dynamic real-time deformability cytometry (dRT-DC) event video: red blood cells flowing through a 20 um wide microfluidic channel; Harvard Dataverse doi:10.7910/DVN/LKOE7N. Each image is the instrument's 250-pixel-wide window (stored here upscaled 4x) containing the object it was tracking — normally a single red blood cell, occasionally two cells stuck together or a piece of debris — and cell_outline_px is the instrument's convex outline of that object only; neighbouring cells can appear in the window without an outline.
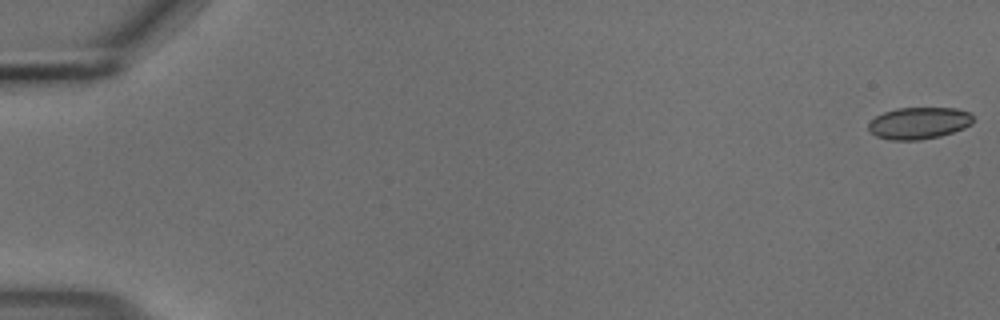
{"species": "common noctule bat (a hibernating species)", "species_latin": "Nyctalus noctula", "temperature_condition": "cold", "stored_images_in_passage": 15, "camera_frame_rate_fps": 3000, "um_per_image_px": 0.085, "animal": {"sex": "male", "body_mass_g": 18.8}, "frame": {"image": 1, "passage_image": 1, "time_ms": 0.0, "image_size_px": [1000, 320], "cell_outline_px": [[972, 124], [964, 128], [940, 136], [920, 140], [892, 140], [876, 136], [868, 128], [868, 124], [876, 116], [884, 112], [896, 108], [956, 108], [972, 112]], "centroid_in_image_um": [78.13, 10.46], "position_along_channel_um": 6.9, "area_um2": 19.42}}
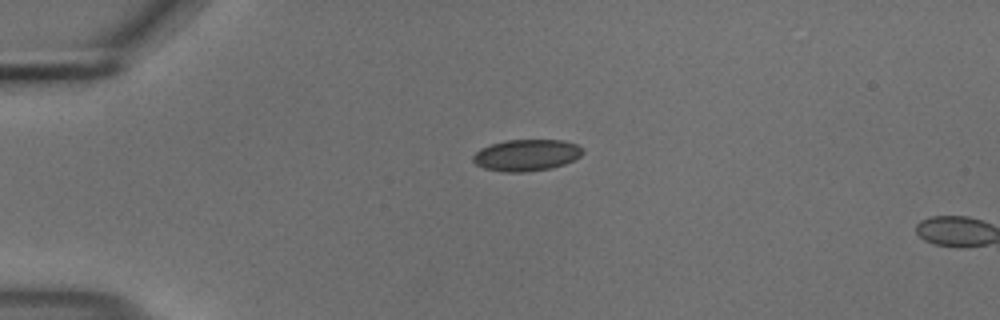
{"frame": {"image": 2, "passage_image": 14, "time_ms": 4.333, "image_size_px": [1000, 320], "cell_outline_px": [[584, 152], [580, 156], [564, 164], [552, 168], [524, 172], [504, 172], [484, 168], [476, 164], [472, 160], [472, 156], [480, 148], [504, 140], [564, 140], [576, 144]], "centroid_in_image_um": [44.72, 13.19], "position_along_channel_um": 40.3, "area_um2": 20.11}}